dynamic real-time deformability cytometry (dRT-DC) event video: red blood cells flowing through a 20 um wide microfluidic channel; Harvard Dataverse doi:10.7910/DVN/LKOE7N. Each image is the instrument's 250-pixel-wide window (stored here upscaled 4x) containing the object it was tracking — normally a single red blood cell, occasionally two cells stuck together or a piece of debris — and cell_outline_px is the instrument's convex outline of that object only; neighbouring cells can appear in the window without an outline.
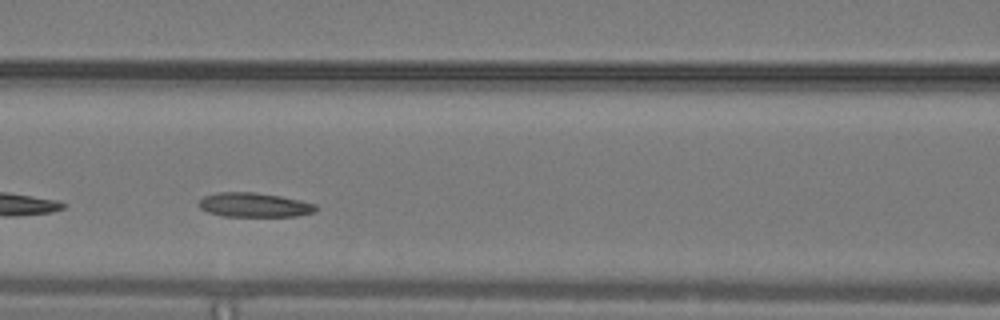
{"species": "common noctule bat (a hibernating species)", "species_latin": "Nyctalus noctula", "temperature_condition": "warm", "stored_images_in_passage": 40, "camera_frame_rate_fps": 3000, "um_per_image_px": 0.085, "animal": {"sex": "male", "body_mass_g": 19.2, "forearm_length_mm": 51.8}, "frame": {"image": 1, "passage_image": 12, "time_ms": 3.667, "image_size_px": [1000, 320], "cell_outline_px": [[316, 208], [312, 212], [296, 216], [220, 216], [208, 212], [200, 208], [196, 204], [204, 196], [216, 192], [256, 192], [280, 196], [300, 200], [316, 204]], "centroid_in_image_um": [21.55, 17.41], "position_along_channel_um": 145.1, "area_um2": 16.59}}
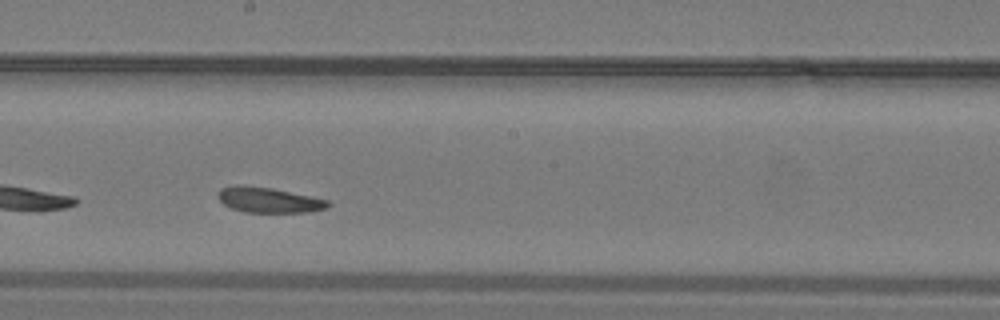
{"frame": {"image": 2, "passage_image": 18, "time_ms": 5.667, "image_size_px": [1000, 320], "cell_outline_px": [[332, 204], [328, 208], [308, 212], [244, 212], [232, 208], [224, 204], [216, 196], [216, 192], [220, 188], [236, 184], [240, 184], [272, 188], [312, 196], [328, 200]], "centroid_in_image_um": [22.83, 16.98], "position_along_channel_um": 225.4, "area_um2": 16.47}, "authors_computed_cell_mechanics": {"area_um2": 16.5019, "velocity_mm_per_s": 4.0256, "shape_relaxation_time_tau1_ms": 9.7218, "shape_relaxation_time_tau2_ms": 3.2902, "deformation_change_tau1": 0.161, "deformation_change_tau2": 0.1076}}